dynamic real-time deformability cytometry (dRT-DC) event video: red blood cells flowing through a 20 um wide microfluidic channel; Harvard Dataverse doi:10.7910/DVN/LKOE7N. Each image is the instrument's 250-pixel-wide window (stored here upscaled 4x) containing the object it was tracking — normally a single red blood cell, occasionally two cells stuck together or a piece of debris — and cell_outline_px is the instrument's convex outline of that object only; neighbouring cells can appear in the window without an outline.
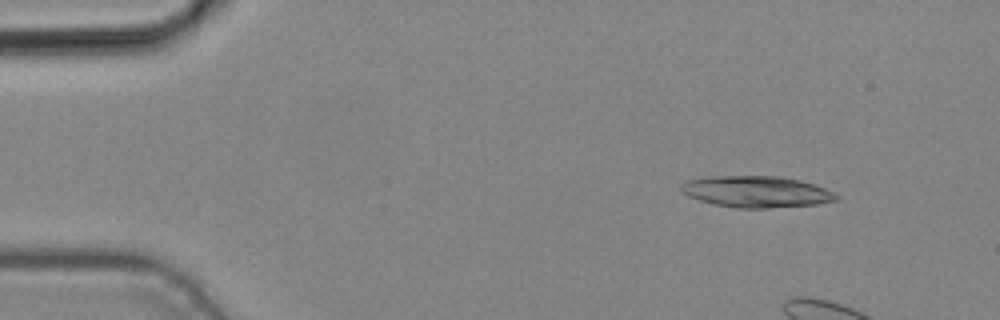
{"species": "common noctule bat (a hibernating species)", "species_latin": "Nyctalus noctula", "temperature_condition": "cold", "stored_images_in_passage": 3, "camera_frame_rate_fps": 3000, "um_per_image_px": 0.085, "animal": {"sex": "male", "body_mass_g": 19.2, "forearm_length_mm": 51.8}, "frame": {"image": 1, "passage_image": 1, "time_ms": 0.0, "image_size_px": [1000, 320], "cell_outline_px": [[840, 200], [816, 204], [768, 208], [736, 208], [712, 204], [688, 196], [680, 192], [680, 184], [684, 180], [708, 176], [776, 176], [800, 180], [824, 188], [840, 196]], "centroid_in_image_um": [64.24, 16.29], "position_along_channel_um": 20.8, "area_um2": 28.61}}